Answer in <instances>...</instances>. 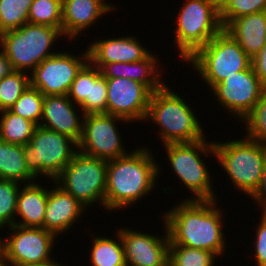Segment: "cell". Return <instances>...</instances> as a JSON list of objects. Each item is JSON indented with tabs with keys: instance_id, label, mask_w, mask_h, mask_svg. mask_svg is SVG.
I'll list each match as a JSON object with an SVG mask.
<instances>
[{
	"instance_id": "obj_1",
	"label": "cell",
	"mask_w": 266,
	"mask_h": 266,
	"mask_svg": "<svg viewBox=\"0 0 266 266\" xmlns=\"http://www.w3.org/2000/svg\"><path fill=\"white\" fill-rule=\"evenodd\" d=\"M215 200L184 201L164 215L169 246H187L216 254L224 251L221 213Z\"/></svg>"
},
{
	"instance_id": "obj_2",
	"label": "cell",
	"mask_w": 266,
	"mask_h": 266,
	"mask_svg": "<svg viewBox=\"0 0 266 266\" xmlns=\"http://www.w3.org/2000/svg\"><path fill=\"white\" fill-rule=\"evenodd\" d=\"M158 170L152 154L143 148L107 161L106 209H123L146 195L155 185Z\"/></svg>"
},
{
	"instance_id": "obj_3",
	"label": "cell",
	"mask_w": 266,
	"mask_h": 266,
	"mask_svg": "<svg viewBox=\"0 0 266 266\" xmlns=\"http://www.w3.org/2000/svg\"><path fill=\"white\" fill-rule=\"evenodd\" d=\"M147 117L161 127L163 144L204 139L202 128L189 105L166 85L152 92Z\"/></svg>"
},
{
	"instance_id": "obj_4",
	"label": "cell",
	"mask_w": 266,
	"mask_h": 266,
	"mask_svg": "<svg viewBox=\"0 0 266 266\" xmlns=\"http://www.w3.org/2000/svg\"><path fill=\"white\" fill-rule=\"evenodd\" d=\"M61 34V29L27 22L16 30L0 34V44L15 71L34 70L55 54L48 50Z\"/></svg>"
},
{
	"instance_id": "obj_5",
	"label": "cell",
	"mask_w": 266,
	"mask_h": 266,
	"mask_svg": "<svg viewBox=\"0 0 266 266\" xmlns=\"http://www.w3.org/2000/svg\"><path fill=\"white\" fill-rule=\"evenodd\" d=\"M211 89L233 73L251 66L252 59L224 29L189 60Z\"/></svg>"
},
{
	"instance_id": "obj_6",
	"label": "cell",
	"mask_w": 266,
	"mask_h": 266,
	"mask_svg": "<svg viewBox=\"0 0 266 266\" xmlns=\"http://www.w3.org/2000/svg\"><path fill=\"white\" fill-rule=\"evenodd\" d=\"M244 140L214 143V149L215 157L219 159L237 189L251 196L262 178L266 144L248 138Z\"/></svg>"
},
{
	"instance_id": "obj_7",
	"label": "cell",
	"mask_w": 266,
	"mask_h": 266,
	"mask_svg": "<svg viewBox=\"0 0 266 266\" xmlns=\"http://www.w3.org/2000/svg\"><path fill=\"white\" fill-rule=\"evenodd\" d=\"M177 21L175 41L186 60L223 29L214 0H189L181 7Z\"/></svg>"
},
{
	"instance_id": "obj_8",
	"label": "cell",
	"mask_w": 266,
	"mask_h": 266,
	"mask_svg": "<svg viewBox=\"0 0 266 266\" xmlns=\"http://www.w3.org/2000/svg\"><path fill=\"white\" fill-rule=\"evenodd\" d=\"M106 175L107 161L79 151L54 181L57 185L61 181L59 187L87 207L95 201L104 205Z\"/></svg>"
},
{
	"instance_id": "obj_9",
	"label": "cell",
	"mask_w": 266,
	"mask_h": 266,
	"mask_svg": "<svg viewBox=\"0 0 266 266\" xmlns=\"http://www.w3.org/2000/svg\"><path fill=\"white\" fill-rule=\"evenodd\" d=\"M77 142L67 135L55 132L42 126H37L30 142L23 145L26 164L35 175L42 173L55 179L71 162Z\"/></svg>"
},
{
	"instance_id": "obj_10",
	"label": "cell",
	"mask_w": 266,
	"mask_h": 266,
	"mask_svg": "<svg viewBox=\"0 0 266 266\" xmlns=\"http://www.w3.org/2000/svg\"><path fill=\"white\" fill-rule=\"evenodd\" d=\"M164 146L174 172L196 195L197 198L194 200H216L211 190L209 173L198 154L199 151H202V153L211 152L216 155L214 142L209 145L202 139L194 142L168 143Z\"/></svg>"
},
{
	"instance_id": "obj_11",
	"label": "cell",
	"mask_w": 266,
	"mask_h": 266,
	"mask_svg": "<svg viewBox=\"0 0 266 266\" xmlns=\"http://www.w3.org/2000/svg\"><path fill=\"white\" fill-rule=\"evenodd\" d=\"M82 117L85 121L82 123V136L77 144L80 152L105 161L128 154L122 148L121 138L114 123L115 119H125L107 113L87 114Z\"/></svg>"
},
{
	"instance_id": "obj_12",
	"label": "cell",
	"mask_w": 266,
	"mask_h": 266,
	"mask_svg": "<svg viewBox=\"0 0 266 266\" xmlns=\"http://www.w3.org/2000/svg\"><path fill=\"white\" fill-rule=\"evenodd\" d=\"M82 56L84 62L68 53L55 52L32 71L30 86L38 89L44 96L68 95L78 72L89 61L88 50Z\"/></svg>"
},
{
	"instance_id": "obj_13",
	"label": "cell",
	"mask_w": 266,
	"mask_h": 266,
	"mask_svg": "<svg viewBox=\"0 0 266 266\" xmlns=\"http://www.w3.org/2000/svg\"><path fill=\"white\" fill-rule=\"evenodd\" d=\"M10 229L15 233L4 242V257L13 266L55 263L49 256L55 234L44 228L15 224Z\"/></svg>"
},
{
	"instance_id": "obj_14",
	"label": "cell",
	"mask_w": 266,
	"mask_h": 266,
	"mask_svg": "<svg viewBox=\"0 0 266 266\" xmlns=\"http://www.w3.org/2000/svg\"><path fill=\"white\" fill-rule=\"evenodd\" d=\"M264 89L251 65L216 84L212 92L225 108L244 119L259 101Z\"/></svg>"
},
{
	"instance_id": "obj_15",
	"label": "cell",
	"mask_w": 266,
	"mask_h": 266,
	"mask_svg": "<svg viewBox=\"0 0 266 266\" xmlns=\"http://www.w3.org/2000/svg\"><path fill=\"white\" fill-rule=\"evenodd\" d=\"M107 114L125 121L146 119L152 91L142 83L128 78H106Z\"/></svg>"
},
{
	"instance_id": "obj_16",
	"label": "cell",
	"mask_w": 266,
	"mask_h": 266,
	"mask_svg": "<svg viewBox=\"0 0 266 266\" xmlns=\"http://www.w3.org/2000/svg\"><path fill=\"white\" fill-rule=\"evenodd\" d=\"M118 233L122 239L126 266H169L168 231L165 241L148 233L128 229Z\"/></svg>"
},
{
	"instance_id": "obj_17",
	"label": "cell",
	"mask_w": 266,
	"mask_h": 266,
	"mask_svg": "<svg viewBox=\"0 0 266 266\" xmlns=\"http://www.w3.org/2000/svg\"><path fill=\"white\" fill-rule=\"evenodd\" d=\"M68 95H46L43 100L42 118L47 123L39 125L55 132L67 135L77 143L82 136L83 124L73 108Z\"/></svg>"
},
{
	"instance_id": "obj_18",
	"label": "cell",
	"mask_w": 266,
	"mask_h": 266,
	"mask_svg": "<svg viewBox=\"0 0 266 266\" xmlns=\"http://www.w3.org/2000/svg\"><path fill=\"white\" fill-rule=\"evenodd\" d=\"M89 62L101 69L105 64L114 62L132 63L145 59L150 52L132 37L108 39L90 44Z\"/></svg>"
},
{
	"instance_id": "obj_19",
	"label": "cell",
	"mask_w": 266,
	"mask_h": 266,
	"mask_svg": "<svg viewBox=\"0 0 266 266\" xmlns=\"http://www.w3.org/2000/svg\"><path fill=\"white\" fill-rule=\"evenodd\" d=\"M113 6L103 0H62V33L70 39L91 26L102 14Z\"/></svg>"
},
{
	"instance_id": "obj_20",
	"label": "cell",
	"mask_w": 266,
	"mask_h": 266,
	"mask_svg": "<svg viewBox=\"0 0 266 266\" xmlns=\"http://www.w3.org/2000/svg\"><path fill=\"white\" fill-rule=\"evenodd\" d=\"M83 208L84 205L57 186L48 191L44 229L56 235L66 231L80 216Z\"/></svg>"
},
{
	"instance_id": "obj_21",
	"label": "cell",
	"mask_w": 266,
	"mask_h": 266,
	"mask_svg": "<svg viewBox=\"0 0 266 266\" xmlns=\"http://www.w3.org/2000/svg\"><path fill=\"white\" fill-rule=\"evenodd\" d=\"M224 30L252 59L266 43V11L234 19Z\"/></svg>"
},
{
	"instance_id": "obj_22",
	"label": "cell",
	"mask_w": 266,
	"mask_h": 266,
	"mask_svg": "<svg viewBox=\"0 0 266 266\" xmlns=\"http://www.w3.org/2000/svg\"><path fill=\"white\" fill-rule=\"evenodd\" d=\"M156 60L157 59L154 55L149 54L145 59L137 62H114L105 64L100 71L105 78L122 77L132 79L145 84L152 92H154L165 86L160 80H158V74L155 75L154 73V66L155 63H157Z\"/></svg>"
},
{
	"instance_id": "obj_23",
	"label": "cell",
	"mask_w": 266,
	"mask_h": 266,
	"mask_svg": "<svg viewBox=\"0 0 266 266\" xmlns=\"http://www.w3.org/2000/svg\"><path fill=\"white\" fill-rule=\"evenodd\" d=\"M47 198L48 190L29 181L28 185L19 191L17 198L16 214H19L24 221L15 225L44 228Z\"/></svg>"
},
{
	"instance_id": "obj_24",
	"label": "cell",
	"mask_w": 266,
	"mask_h": 266,
	"mask_svg": "<svg viewBox=\"0 0 266 266\" xmlns=\"http://www.w3.org/2000/svg\"><path fill=\"white\" fill-rule=\"evenodd\" d=\"M35 178L26 164L23 145L0 140V179L24 182Z\"/></svg>"
},
{
	"instance_id": "obj_25",
	"label": "cell",
	"mask_w": 266,
	"mask_h": 266,
	"mask_svg": "<svg viewBox=\"0 0 266 266\" xmlns=\"http://www.w3.org/2000/svg\"><path fill=\"white\" fill-rule=\"evenodd\" d=\"M1 113L0 140L12 144H28L37 125L10 110H4Z\"/></svg>"
},
{
	"instance_id": "obj_26",
	"label": "cell",
	"mask_w": 266,
	"mask_h": 266,
	"mask_svg": "<svg viewBox=\"0 0 266 266\" xmlns=\"http://www.w3.org/2000/svg\"><path fill=\"white\" fill-rule=\"evenodd\" d=\"M116 242L105 237H96L93 242L91 261L94 266H126L122 239Z\"/></svg>"
},
{
	"instance_id": "obj_27",
	"label": "cell",
	"mask_w": 266,
	"mask_h": 266,
	"mask_svg": "<svg viewBox=\"0 0 266 266\" xmlns=\"http://www.w3.org/2000/svg\"><path fill=\"white\" fill-rule=\"evenodd\" d=\"M93 68L91 65L89 96L80 105L84 115L107 113V81L99 68Z\"/></svg>"
},
{
	"instance_id": "obj_28",
	"label": "cell",
	"mask_w": 266,
	"mask_h": 266,
	"mask_svg": "<svg viewBox=\"0 0 266 266\" xmlns=\"http://www.w3.org/2000/svg\"><path fill=\"white\" fill-rule=\"evenodd\" d=\"M34 0H0V34L16 30L28 22Z\"/></svg>"
},
{
	"instance_id": "obj_29",
	"label": "cell",
	"mask_w": 266,
	"mask_h": 266,
	"mask_svg": "<svg viewBox=\"0 0 266 266\" xmlns=\"http://www.w3.org/2000/svg\"><path fill=\"white\" fill-rule=\"evenodd\" d=\"M28 22L62 30V0H34L29 9Z\"/></svg>"
},
{
	"instance_id": "obj_30",
	"label": "cell",
	"mask_w": 266,
	"mask_h": 266,
	"mask_svg": "<svg viewBox=\"0 0 266 266\" xmlns=\"http://www.w3.org/2000/svg\"><path fill=\"white\" fill-rule=\"evenodd\" d=\"M30 86V77L24 71H14L0 80V112L9 110Z\"/></svg>"
},
{
	"instance_id": "obj_31",
	"label": "cell",
	"mask_w": 266,
	"mask_h": 266,
	"mask_svg": "<svg viewBox=\"0 0 266 266\" xmlns=\"http://www.w3.org/2000/svg\"><path fill=\"white\" fill-rule=\"evenodd\" d=\"M44 95L36 88L29 86L9 109L14 114L34 122L37 126L41 122Z\"/></svg>"
},
{
	"instance_id": "obj_32",
	"label": "cell",
	"mask_w": 266,
	"mask_h": 266,
	"mask_svg": "<svg viewBox=\"0 0 266 266\" xmlns=\"http://www.w3.org/2000/svg\"><path fill=\"white\" fill-rule=\"evenodd\" d=\"M216 254L187 246H169V266H213Z\"/></svg>"
},
{
	"instance_id": "obj_33",
	"label": "cell",
	"mask_w": 266,
	"mask_h": 266,
	"mask_svg": "<svg viewBox=\"0 0 266 266\" xmlns=\"http://www.w3.org/2000/svg\"><path fill=\"white\" fill-rule=\"evenodd\" d=\"M19 182L0 179V227H9L16 223L17 198L19 194ZM13 218V219H12Z\"/></svg>"
},
{
	"instance_id": "obj_34",
	"label": "cell",
	"mask_w": 266,
	"mask_h": 266,
	"mask_svg": "<svg viewBox=\"0 0 266 266\" xmlns=\"http://www.w3.org/2000/svg\"><path fill=\"white\" fill-rule=\"evenodd\" d=\"M266 11V0H229L220 9V22L224 29L239 17Z\"/></svg>"
},
{
	"instance_id": "obj_35",
	"label": "cell",
	"mask_w": 266,
	"mask_h": 266,
	"mask_svg": "<svg viewBox=\"0 0 266 266\" xmlns=\"http://www.w3.org/2000/svg\"><path fill=\"white\" fill-rule=\"evenodd\" d=\"M247 121V138L266 144V88L253 110L244 118Z\"/></svg>"
},
{
	"instance_id": "obj_36",
	"label": "cell",
	"mask_w": 266,
	"mask_h": 266,
	"mask_svg": "<svg viewBox=\"0 0 266 266\" xmlns=\"http://www.w3.org/2000/svg\"><path fill=\"white\" fill-rule=\"evenodd\" d=\"M89 61L82 67L74 79L69 90L68 97L71 101L74 99L78 105H81L89 96L90 90V65Z\"/></svg>"
},
{
	"instance_id": "obj_37",
	"label": "cell",
	"mask_w": 266,
	"mask_h": 266,
	"mask_svg": "<svg viewBox=\"0 0 266 266\" xmlns=\"http://www.w3.org/2000/svg\"><path fill=\"white\" fill-rule=\"evenodd\" d=\"M256 232L255 252L258 266H266V214L262 213V219Z\"/></svg>"
},
{
	"instance_id": "obj_38",
	"label": "cell",
	"mask_w": 266,
	"mask_h": 266,
	"mask_svg": "<svg viewBox=\"0 0 266 266\" xmlns=\"http://www.w3.org/2000/svg\"><path fill=\"white\" fill-rule=\"evenodd\" d=\"M251 65L261 84L266 88V43L260 52L252 58Z\"/></svg>"
},
{
	"instance_id": "obj_39",
	"label": "cell",
	"mask_w": 266,
	"mask_h": 266,
	"mask_svg": "<svg viewBox=\"0 0 266 266\" xmlns=\"http://www.w3.org/2000/svg\"><path fill=\"white\" fill-rule=\"evenodd\" d=\"M251 197H253L252 199H256V201L258 200V203L261 202V204L264 206L263 213L266 214V161L263 166L260 184Z\"/></svg>"
},
{
	"instance_id": "obj_40",
	"label": "cell",
	"mask_w": 266,
	"mask_h": 266,
	"mask_svg": "<svg viewBox=\"0 0 266 266\" xmlns=\"http://www.w3.org/2000/svg\"><path fill=\"white\" fill-rule=\"evenodd\" d=\"M14 68L10 63L8 57L1 51L0 52V80L9 76L14 72Z\"/></svg>"
},
{
	"instance_id": "obj_41",
	"label": "cell",
	"mask_w": 266,
	"mask_h": 266,
	"mask_svg": "<svg viewBox=\"0 0 266 266\" xmlns=\"http://www.w3.org/2000/svg\"><path fill=\"white\" fill-rule=\"evenodd\" d=\"M217 8L220 10L229 0H214Z\"/></svg>"
},
{
	"instance_id": "obj_42",
	"label": "cell",
	"mask_w": 266,
	"mask_h": 266,
	"mask_svg": "<svg viewBox=\"0 0 266 266\" xmlns=\"http://www.w3.org/2000/svg\"><path fill=\"white\" fill-rule=\"evenodd\" d=\"M15 266H60L58 263H46V264H35V265H15Z\"/></svg>"
},
{
	"instance_id": "obj_43",
	"label": "cell",
	"mask_w": 266,
	"mask_h": 266,
	"mask_svg": "<svg viewBox=\"0 0 266 266\" xmlns=\"http://www.w3.org/2000/svg\"><path fill=\"white\" fill-rule=\"evenodd\" d=\"M4 258V242L0 239V260Z\"/></svg>"
},
{
	"instance_id": "obj_44",
	"label": "cell",
	"mask_w": 266,
	"mask_h": 266,
	"mask_svg": "<svg viewBox=\"0 0 266 266\" xmlns=\"http://www.w3.org/2000/svg\"><path fill=\"white\" fill-rule=\"evenodd\" d=\"M6 264L12 265V263L4 257L2 260H0V266H7Z\"/></svg>"
}]
</instances>
